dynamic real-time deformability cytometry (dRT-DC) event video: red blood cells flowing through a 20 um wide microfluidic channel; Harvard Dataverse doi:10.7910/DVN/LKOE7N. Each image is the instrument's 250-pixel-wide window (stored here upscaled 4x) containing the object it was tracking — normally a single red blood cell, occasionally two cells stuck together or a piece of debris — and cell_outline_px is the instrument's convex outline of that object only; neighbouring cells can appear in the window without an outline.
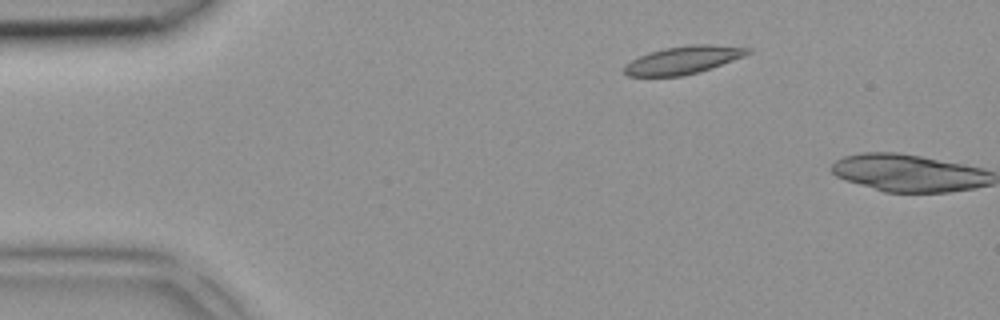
{"species": "common noctule bat (a hibernating species)", "species_latin": "Nyctalus noctula", "temperature_condition": "room temperature", "stored_images_in_passage": 2, "camera_frame_rate_fps": 3000, "um_per_image_px": 0.085, "animal": {"sex": "female", "body_mass_g": 18.4}, "frame": {"image": 1, "passage_image": 1, "time_ms": 0.0, "image_size_px": [1000, 320], "cell_outline_px": [[752, 52], [744, 56], [712, 68], [700, 72], [684, 76], [628, 76], [624, 72], [624, 64], [648, 52], [664, 48], [688, 44], [712, 44], [752, 48]], "centroid_in_image_um": [58.1, 5.09], "position_along_channel_um": 26.9, "area_um2": 20.23}}